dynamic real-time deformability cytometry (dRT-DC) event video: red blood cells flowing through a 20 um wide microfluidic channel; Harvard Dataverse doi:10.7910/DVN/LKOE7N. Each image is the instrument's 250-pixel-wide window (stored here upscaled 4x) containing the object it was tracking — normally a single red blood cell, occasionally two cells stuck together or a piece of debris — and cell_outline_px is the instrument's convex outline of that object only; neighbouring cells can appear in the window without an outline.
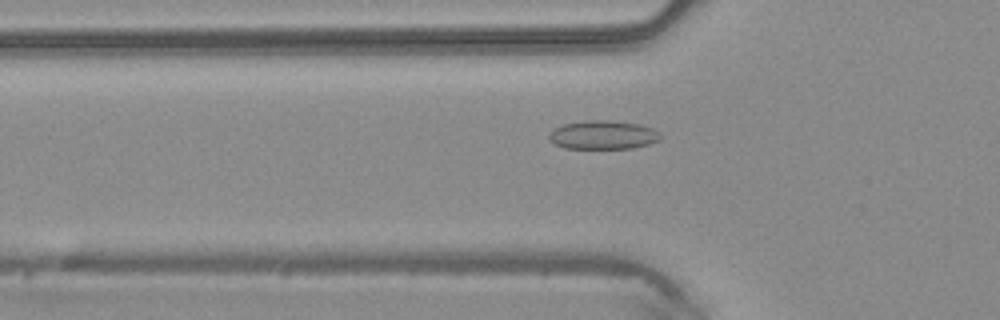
{"species": "common noctule bat (a hibernating species)", "species_latin": "Nyctalus noctula", "temperature_condition": "warm", "stored_images_in_passage": 40, "camera_frame_rate_fps": 3000, "um_per_image_px": 0.085, "animal": {"sex": "male", "body_mass_g": 20.4}, "frame": {"image": 1, "passage_image": 8, "time_ms": 2.333, "image_size_px": [1000, 320], "cell_outline_px": [[664, 136], [660, 140], [648, 144], [632, 148], [564, 148], [548, 140], [548, 136], [556, 128], [564, 124], [584, 120], [608, 120], [640, 124], [652, 128], [660, 132]], "centroid_in_image_um": [51.3, 11.46], "position_along_channel_um": 74.5, "area_um2": 18.67}}
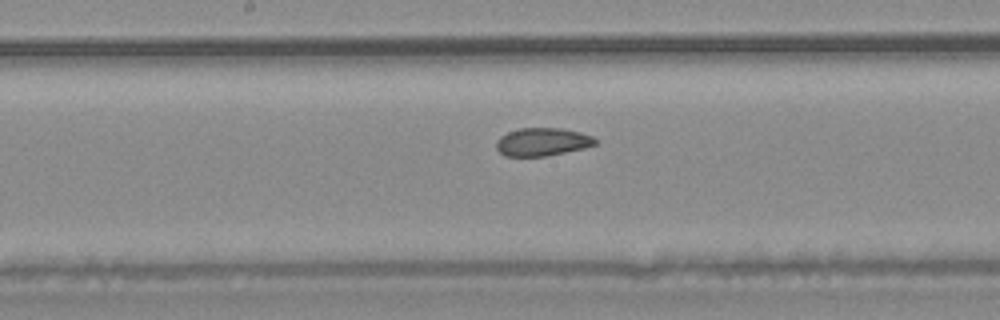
{"frame": {"image": 2, "passage_image": 17, "time_ms": 5.333, "image_size_px": [1000, 320], "cell_outline_px": [[600, 140], [596, 144], [584, 148], [548, 156], [504, 156], [496, 148], [496, 140], [500, 136], [508, 132], [520, 128], [564, 128], [580, 132], [592, 136]], "centroid_in_image_um": [46.12, 12.06], "position_along_channel_um": 202.1, "area_um2": 16.36}}
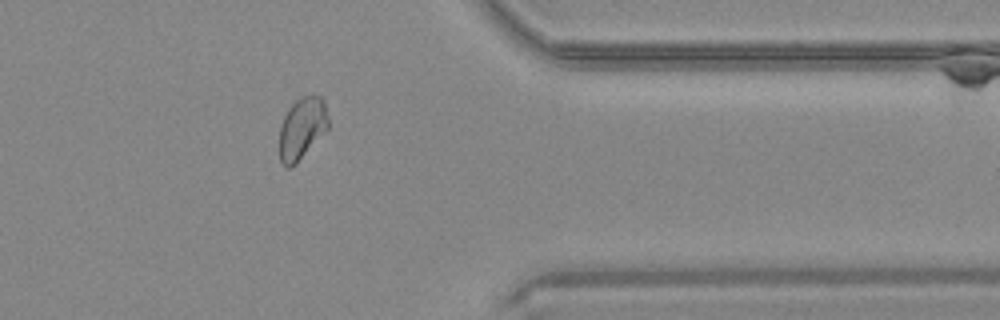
{"frame": {"image": 3, "passage_image": 31, "time_ms": 10.0, "image_size_px": [1000, 320], "cell_outline_px": [[328, 128], [296, 164], [292, 168], [288, 168], [280, 160], [280, 128], [284, 116], [288, 108], [296, 100], [304, 96], [320, 96], [324, 100], [328, 120]], "centroid_in_image_um": [25.66, 10.91], "position_along_channel_um": 385.7, "area_um2": 17.34}, "authors_computed_cell_mechanics": {"area_um2": 17.5134, "velocity_mm_per_s": 4.2317, "shape_relaxation_time_tau1_ms": null, "shape_relaxation_time_tau2_ms": 1.0649, "deformation_change_tau1": null, "deformation_change_tau2": 0.0469}}